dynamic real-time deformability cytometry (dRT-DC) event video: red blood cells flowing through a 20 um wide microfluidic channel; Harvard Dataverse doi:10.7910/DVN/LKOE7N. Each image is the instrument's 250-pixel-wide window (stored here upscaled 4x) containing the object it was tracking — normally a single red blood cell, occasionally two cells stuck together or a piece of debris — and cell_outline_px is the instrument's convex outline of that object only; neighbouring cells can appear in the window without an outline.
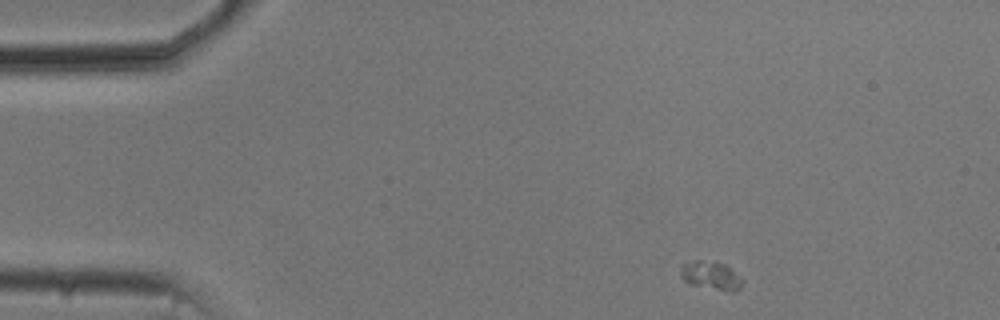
{"species": "common noctule bat (a hibernating species)", "species_latin": "Nyctalus noctula", "temperature_condition": "cold", "stored_images_in_passage": 48, "camera_frame_rate_fps": 3000, "um_per_image_px": 0.085, "animal": {"sex": "male", "body_mass_g": 20.5, "forearm_length_mm": 52.5}, "frame": {"image": 1, "passage_image": 1, "time_ms": 0.0, "image_size_px": [1000, 320], "cell_outline_px": [[744, 280], [740, 288], [736, 292], [732, 292], [688, 284], [680, 276], [680, 268], [684, 264], [696, 260], [700, 260], [724, 264], [732, 268]], "centroid_in_image_um": [60.46, 23.44], "position_along_channel_um": 24.5, "area_um2": 10.29}}
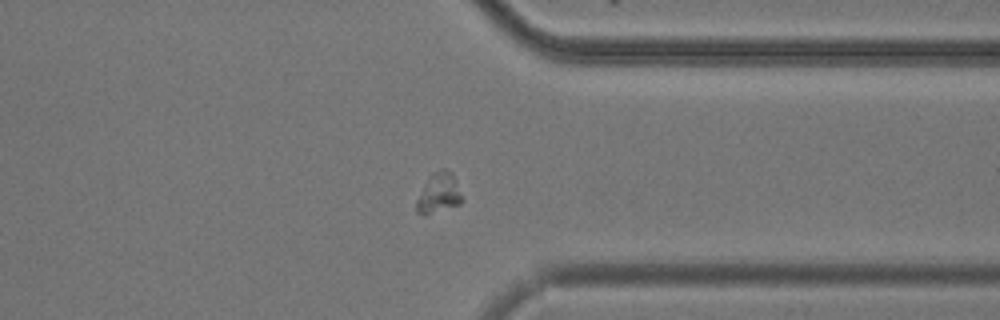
{"frame": {"image": 2, "passage_image": 36, "time_ms": 11.667, "image_size_px": [1000, 320], "cell_outline_px": [[464, 200], [460, 204], [424, 216], [416, 212], [416, 200], [432, 172], [440, 168], [444, 168], [452, 172], [456, 180]], "centroid_in_image_um": [37.31, 16.42], "position_along_channel_um": 374.1, "area_um2": 10.75}}
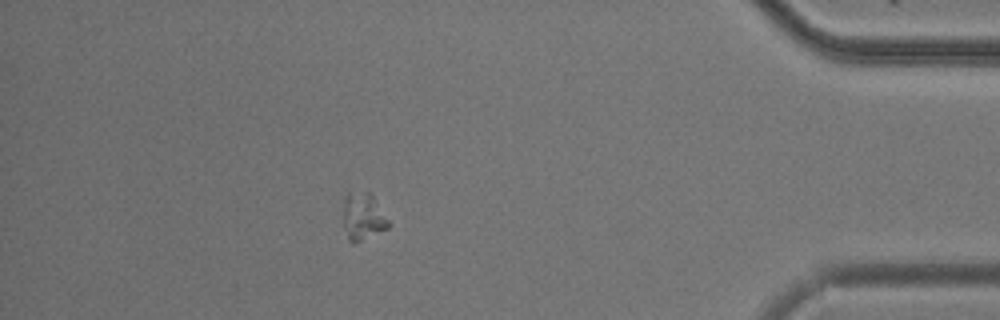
{"frame": {"image": 3, "passage_image": 42, "time_ms": 13.667, "image_size_px": [1000, 320], "cell_outline_px": [[392, 224], [388, 228], [356, 244], [352, 244], [348, 240], [344, 228], [344, 196], [348, 192], [368, 192], [372, 196]], "centroid_in_image_um": [30.85, 18.45], "position_along_channel_um": 404.3, "area_um2": 12.6}}